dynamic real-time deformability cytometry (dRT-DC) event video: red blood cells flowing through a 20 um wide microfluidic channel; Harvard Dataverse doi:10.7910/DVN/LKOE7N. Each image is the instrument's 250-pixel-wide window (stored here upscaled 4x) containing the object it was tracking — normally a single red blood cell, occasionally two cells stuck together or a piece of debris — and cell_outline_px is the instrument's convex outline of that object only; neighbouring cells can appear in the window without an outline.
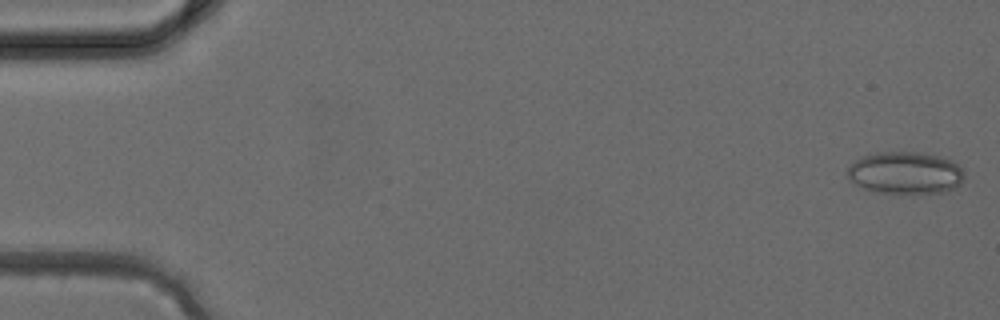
{"species": "common noctule bat (a hibernating species)", "species_latin": "Nyctalus noctula", "temperature_condition": "cold", "stored_images_in_passage": 37, "camera_frame_rate_fps": 3000, "um_per_image_px": 0.085, "animal": {"sex": "female", "body_mass_g": 24.6, "forearm_length_mm": 56.2}, "frame": {"image": 1, "passage_image": 1, "time_ms": 0.0, "image_size_px": [1000, 320], "cell_outline_px": [[964, 180], [960, 184], [944, 192], [880, 192], [864, 188], [856, 184], [848, 176], [848, 168], [856, 160], [864, 156], [876, 152], [916, 152], [936, 156], [952, 160], [964, 172]], "centroid_in_image_um": [76.97, 14.68], "position_along_channel_um": 8.0, "area_um2": 28.09}}
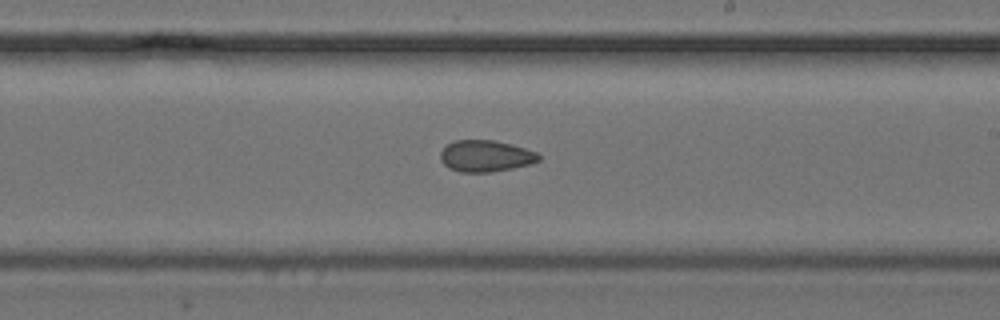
{"frame": {"image": 2, "passage_image": 22, "time_ms": 7.0, "image_size_px": [1000, 320], "cell_outline_px": [[540, 160], [528, 164], [512, 168], [492, 172], [460, 172], [448, 168], [440, 160], [440, 152], [448, 144], [456, 140], [496, 140], [512, 144], [536, 152], [540, 156]], "centroid_in_image_um": [41.26, 13.26], "position_along_channel_um": 247.7, "area_um2": 18.03}}
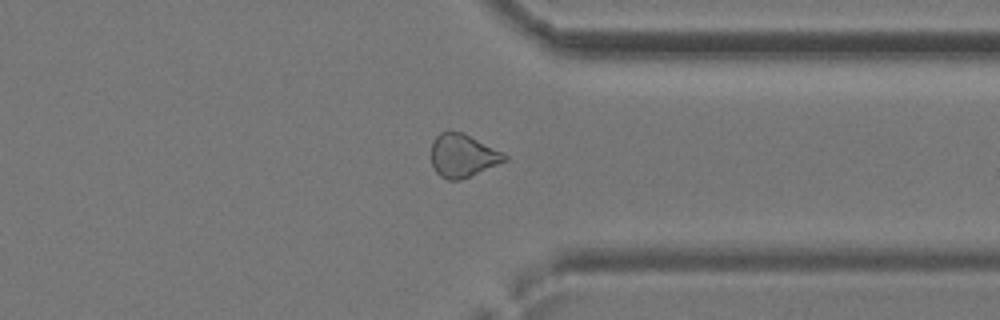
{"frame": {"image": 3, "passage_image": 29, "time_ms": 9.333, "image_size_px": [1000, 320], "cell_outline_px": [[508, 160], [460, 180], [448, 180], [440, 176], [436, 172], [432, 164], [432, 140], [440, 132], [448, 128], [464, 132], [504, 152], [508, 156]], "centroid_in_image_um": [39.34, 13.18], "position_along_channel_um": 372.1, "area_um2": 18.84}}